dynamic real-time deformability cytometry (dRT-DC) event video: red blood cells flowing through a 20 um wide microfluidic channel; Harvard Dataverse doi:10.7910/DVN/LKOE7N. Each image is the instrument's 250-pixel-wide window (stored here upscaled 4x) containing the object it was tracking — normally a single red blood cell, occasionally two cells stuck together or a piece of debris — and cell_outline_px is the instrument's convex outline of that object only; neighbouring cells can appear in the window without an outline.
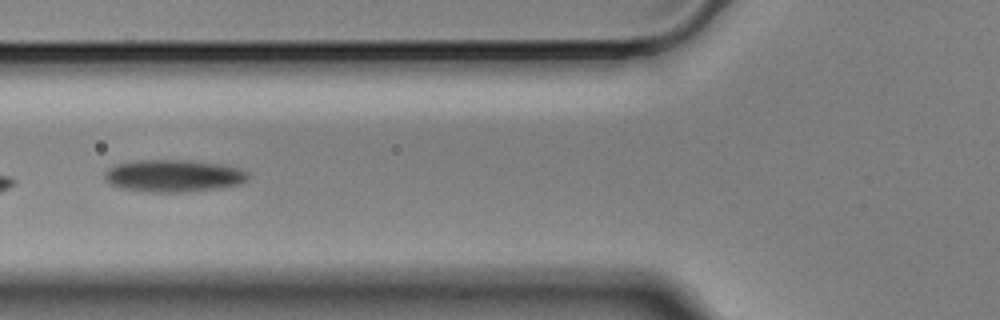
{"species": "Egyptian fruit bat (a non-hibernating species)", "species_latin": "Rousettus aegyptiacus", "temperature_condition": "cold", "stored_images_in_passage": 21, "camera_frame_rate_fps": 3000, "um_per_image_px": 0.085, "animal": {"sex": "male"}, "frame": {"image": 1, "passage_image": 2, "time_ms": 0.333, "image_size_px": [1000, 320], "cell_outline_px": [[248, 180], [240, 184], [220, 188], [188, 192], [148, 192], [120, 188], [108, 184], [104, 180], [104, 172], [108, 168], [116, 164], [136, 160], [188, 160], [220, 164], [240, 168], [248, 172]], "centroid_in_image_um": [14.73, 14.95], "position_along_channel_um": 111.1, "area_um2": 27.34}}
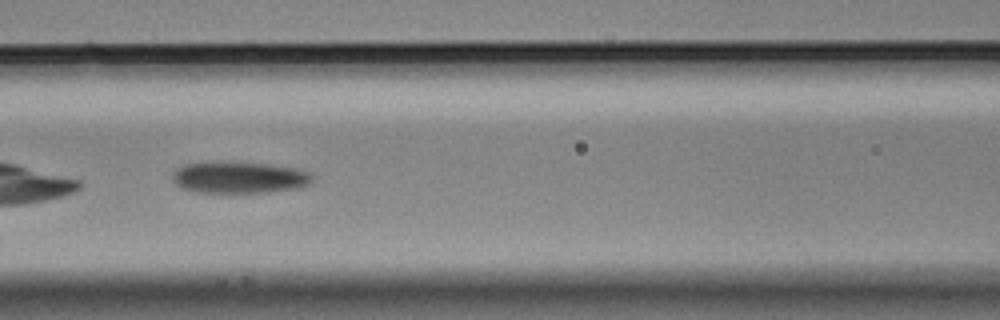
{"frame": {"image": 2, "passage_image": 5, "time_ms": 1.333, "image_size_px": [1000, 320], "cell_outline_px": [[312, 180], [308, 184], [300, 188], [272, 192], [196, 192], [180, 188], [172, 180], [172, 172], [176, 168], [184, 164], [212, 160], [216, 160], [264, 164], [292, 168], [308, 172], [312, 176]], "centroid_in_image_um": [20.24, 15.07], "position_along_channel_um": 146.4, "area_um2": 26.13}}